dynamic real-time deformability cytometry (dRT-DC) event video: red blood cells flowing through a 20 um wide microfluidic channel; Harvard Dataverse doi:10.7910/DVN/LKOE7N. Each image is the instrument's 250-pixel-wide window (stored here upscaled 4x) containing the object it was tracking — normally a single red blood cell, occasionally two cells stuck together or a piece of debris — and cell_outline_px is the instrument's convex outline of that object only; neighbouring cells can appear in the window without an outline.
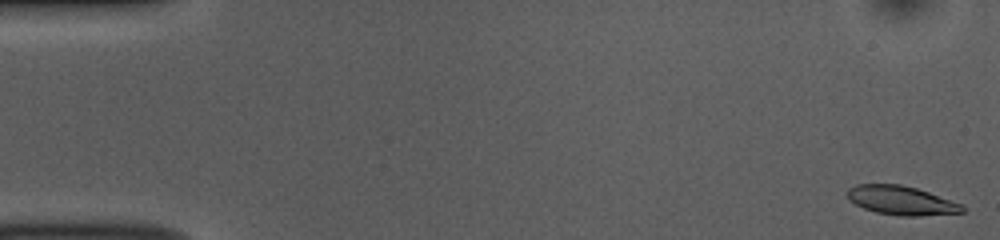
{"species": "common noctule bat (a hibernating species)", "species_latin": "Nyctalus noctula", "temperature_condition": "room temperature", "stored_images_in_passage": 53, "camera_frame_rate_fps": 3000, "um_per_image_px": 0.085, "animal": {"sex": "female", "body_mass_g": 10.0, "forearm_length_mm": 53.1}, "frame": {"image": 1, "passage_image": 1, "time_ms": 0.0, "image_size_px": [1000, 240], "cell_outline_px": [[964, 212], [920, 216], [900, 216], [876, 212], [864, 208], [848, 200], [844, 192], [848, 188], [856, 184], [900, 184], [916, 188], [964, 204]], "centroid_in_image_um": [76.58, 17.03], "position_along_channel_um": 8.4, "area_um2": 19.59}}
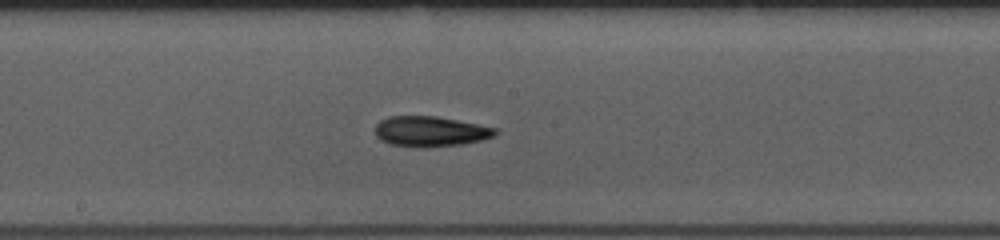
{"frame": {"image": 2, "passage_image": 28, "time_ms": 9.0, "image_size_px": [1000, 240], "cell_outline_px": [[496, 136], [480, 140], [460, 144], [424, 148], [392, 144], [380, 140], [376, 136], [376, 124], [380, 120], [388, 116], [436, 116], [496, 128]], "centroid_in_image_um": [36.55, 11.17], "position_along_channel_um": 211.7, "area_um2": 21.04}}
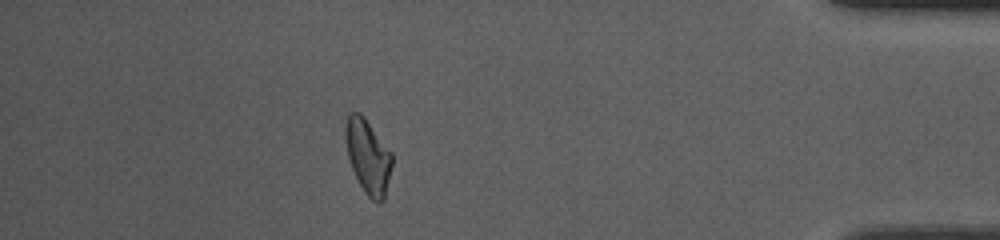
{"frame": {"image": 3, "passage_image": 47, "time_ms": 15.333, "image_size_px": [1000, 240], "cell_outline_px": [[392, 164], [384, 200], [380, 204], [376, 204], [364, 192], [352, 168], [348, 156], [344, 136], [344, 124], [348, 112], [360, 112], [364, 116], [392, 152]], "centroid_in_image_um": [31.27, 13.27], "position_along_channel_um": 403.9, "area_um2": 20.4}, "authors_computed_cell_mechanics": {"area_um2": 20.3456, "velocity_mm_per_s": 3.7501, "shape_relaxation_time_tau1_ms": 6.555, "shape_relaxation_time_tau2_ms": 7.7952, "deformation_change_tau1": 0.1723, "deformation_change_tau2": 0.1572}}